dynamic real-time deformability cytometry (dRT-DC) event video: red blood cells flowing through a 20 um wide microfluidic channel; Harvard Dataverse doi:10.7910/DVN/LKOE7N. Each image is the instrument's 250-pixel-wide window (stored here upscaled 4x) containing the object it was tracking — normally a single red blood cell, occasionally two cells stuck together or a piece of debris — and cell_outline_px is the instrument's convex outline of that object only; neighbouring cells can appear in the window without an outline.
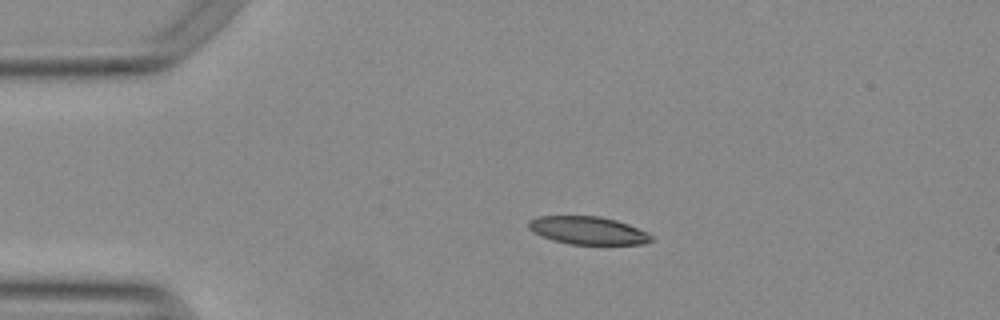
{"species": "Egyptian fruit bat (a non-hibernating species)", "species_latin": "Rousettus aegyptiacus", "temperature_condition": "warm", "stored_images_in_passage": 43, "camera_frame_rate_fps": 3000, "um_per_image_px": 0.085, "animal": {"sex": "female"}, "frame": {"image": 1, "passage_image": 1, "time_ms": 0.0, "image_size_px": [1000, 320], "cell_outline_px": [[652, 240], [644, 244], [572, 244], [556, 240], [544, 236], [528, 228], [528, 220], [536, 216], [600, 216], [616, 220], [628, 224], [648, 232], [652, 236]], "centroid_in_image_um": [50.0, 19.57], "position_along_channel_um": 35.0, "area_um2": 19.71}}
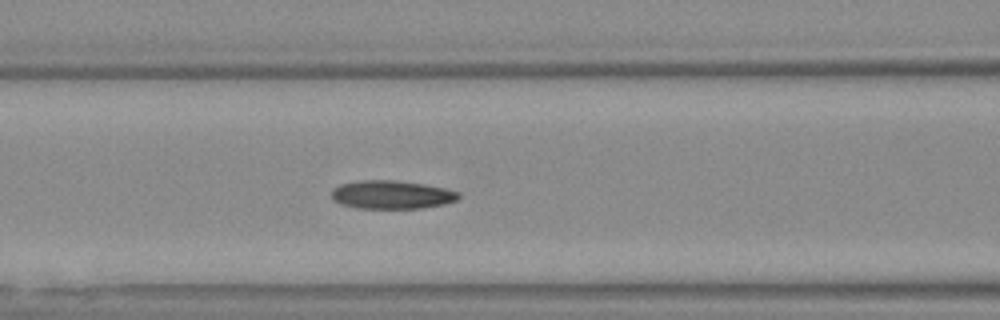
{"frame": {"image": 2, "passage_image": 12, "time_ms": 3.667, "image_size_px": [1000, 320], "cell_outline_px": [[460, 196], [456, 200], [444, 204], [420, 208], [356, 208], [340, 204], [332, 200], [332, 192], [340, 184], [360, 180], [392, 180], [420, 184], [444, 188], [460, 192]], "centroid_in_image_um": [33.27, 16.55], "position_along_channel_um": 133.3, "area_um2": 20.81}}
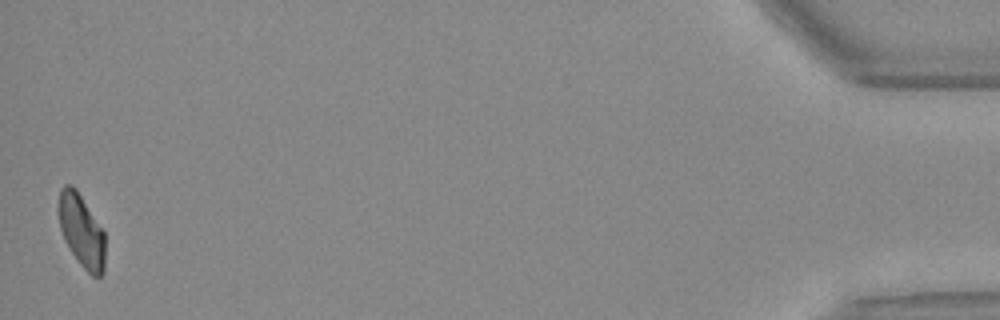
{"frame": {"image": 3, "passage_image": 43, "time_ms": 14.0, "image_size_px": [1000, 320], "cell_outline_px": [[104, 272], [100, 276], [92, 276], [80, 264], [64, 240], [60, 228], [60, 188], [64, 184], [72, 184], [76, 188], [104, 232]], "centroid_in_image_um": [6.94, 19.62], "position_along_channel_um": 428.3, "area_um2": 19.31}, "authors_computed_cell_mechanics": {"area_um2": 20.808, "velocity_mm_per_s": 3.7709, "shape_relaxation_time_tau1_ms": null, "shape_relaxation_time_tau2_ms": 2.6387, "deformation_change_tau1": null, "deformation_change_tau2": 0.0832}}